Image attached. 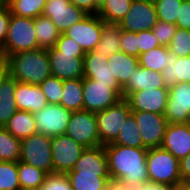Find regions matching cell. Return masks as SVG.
Masks as SVG:
<instances>
[{
	"mask_svg": "<svg viewBox=\"0 0 190 190\" xmlns=\"http://www.w3.org/2000/svg\"><path fill=\"white\" fill-rule=\"evenodd\" d=\"M21 140L0 127V161H20Z\"/></svg>",
	"mask_w": 190,
	"mask_h": 190,
	"instance_id": "cell-34",
	"label": "cell"
},
{
	"mask_svg": "<svg viewBox=\"0 0 190 190\" xmlns=\"http://www.w3.org/2000/svg\"><path fill=\"white\" fill-rule=\"evenodd\" d=\"M4 64L8 73L19 82L40 85L51 76L46 49L37 48L11 54L4 60Z\"/></svg>",
	"mask_w": 190,
	"mask_h": 190,
	"instance_id": "cell-3",
	"label": "cell"
},
{
	"mask_svg": "<svg viewBox=\"0 0 190 190\" xmlns=\"http://www.w3.org/2000/svg\"><path fill=\"white\" fill-rule=\"evenodd\" d=\"M160 147L178 160L187 156L190 153V123H168Z\"/></svg>",
	"mask_w": 190,
	"mask_h": 190,
	"instance_id": "cell-19",
	"label": "cell"
},
{
	"mask_svg": "<svg viewBox=\"0 0 190 190\" xmlns=\"http://www.w3.org/2000/svg\"><path fill=\"white\" fill-rule=\"evenodd\" d=\"M4 6H6L5 3H4V1H3V0H0V9H1L2 7H4Z\"/></svg>",
	"mask_w": 190,
	"mask_h": 190,
	"instance_id": "cell-56",
	"label": "cell"
},
{
	"mask_svg": "<svg viewBox=\"0 0 190 190\" xmlns=\"http://www.w3.org/2000/svg\"><path fill=\"white\" fill-rule=\"evenodd\" d=\"M131 112L127 101L122 98L115 105L95 113L100 145L105 146L116 140L120 127Z\"/></svg>",
	"mask_w": 190,
	"mask_h": 190,
	"instance_id": "cell-7",
	"label": "cell"
},
{
	"mask_svg": "<svg viewBox=\"0 0 190 190\" xmlns=\"http://www.w3.org/2000/svg\"><path fill=\"white\" fill-rule=\"evenodd\" d=\"M169 49L166 46H159L138 56L139 66L149 69L150 71L162 72L164 67L169 63Z\"/></svg>",
	"mask_w": 190,
	"mask_h": 190,
	"instance_id": "cell-33",
	"label": "cell"
},
{
	"mask_svg": "<svg viewBox=\"0 0 190 190\" xmlns=\"http://www.w3.org/2000/svg\"><path fill=\"white\" fill-rule=\"evenodd\" d=\"M110 178L125 183L149 182L146 166L148 148L107 144L104 146Z\"/></svg>",
	"mask_w": 190,
	"mask_h": 190,
	"instance_id": "cell-2",
	"label": "cell"
},
{
	"mask_svg": "<svg viewBox=\"0 0 190 190\" xmlns=\"http://www.w3.org/2000/svg\"><path fill=\"white\" fill-rule=\"evenodd\" d=\"M18 179L21 189L39 190L47 173L22 161L17 162Z\"/></svg>",
	"mask_w": 190,
	"mask_h": 190,
	"instance_id": "cell-30",
	"label": "cell"
},
{
	"mask_svg": "<svg viewBox=\"0 0 190 190\" xmlns=\"http://www.w3.org/2000/svg\"><path fill=\"white\" fill-rule=\"evenodd\" d=\"M75 6L83 9L87 14H93V0H69Z\"/></svg>",
	"mask_w": 190,
	"mask_h": 190,
	"instance_id": "cell-50",
	"label": "cell"
},
{
	"mask_svg": "<svg viewBox=\"0 0 190 190\" xmlns=\"http://www.w3.org/2000/svg\"><path fill=\"white\" fill-rule=\"evenodd\" d=\"M20 161L53 173L51 137L35 133L21 140Z\"/></svg>",
	"mask_w": 190,
	"mask_h": 190,
	"instance_id": "cell-6",
	"label": "cell"
},
{
	"mask_svg": "<svg viewBox=\"0 0 190 190\" xmlns=\"http://www.w3.org/2000/svg\"><path fill=\"white\" fill-rule=\"evenodd\" d=\"M120 48L122 52L138 58L139 48L137 33L121 30Z\"/></svg>",
	"mask_w": 190,
	"mask_h": 190,
	"instance_id": "cell-42",
	"label": "cell"
},
{
	"mask_svg": "<svg viewBox=\"0 0 190 190\" xmlns=\"http://www.w3.org/2000/svg\"><path fill=\"white\" fill-rule=\"evenodd\" d=\"M179 167L182 181L188 180L190 178V153L179 160Z\"/></svg>",
	"mask_w": 190,
	"mask_h": 190,
	"instance_id": "cell-48",
	"label": "cell"
},
{
	"mask_svg": "<svg viewBox=\"0 0 190 190\" xmlns=\"http://www.w3.org/2000/svg\"><path fill=\"white\" fill-rule=\"evenodd\" d=\"M34 26L39 48L46 50L53 48L61 34L53 22L48 17L40 15L35 18Z\"/></svg>",
	"mask_w": 190,
	"mask_h": 190,
	"instance_id": "cell-28",
	"label": "cell"
},
{
	"mask_svg": "<svg viewBox=\"0 0 190 190\" xmlns=\"http://www.w3.org/2000/svg\"><path fill=\"white\" fill-rule=\"evenodd\" d=\"M15 102L18 110L32 114L40 111L48 102L39 85L19 82L15 91Z\"/></svg>",
	"mask_w": 190,
	"mask_h": 190,
	"instance_id": "cell-21",
	"label": "cell"
},
{
	"mask_svg": "<svg viewBox=\"0 0 190 190\" xmlns=\"http://www.w3.org/2000/svg\"><path fill=\"white\" fill-rule=\"evenodd\" d=\"M157 13L154 4L145 0H133L130 10L118 24L121 30L141 32L152 30L157 24Z\"/></svg>",
	"mask_w": 190,
	"mask_h": 190,
	"instance_id": "cell-15",
	"label": "cell"
},
{
	"mask_svg": "<svg viewBox=\"0 0 190 190\" xmlns=\"http://www.w3.org/2000/svg\"><path fill=\"white\" fill-rule=\"evenodd\" d=\"M84 60V77L98 81L102 84H110L122 97V88L114 78L107 57H102L97 51L86 52Z\"/></svg>",
	"mask_w": 190,
	"mask_h": 190,
	"instance_id": "cell-20",
	"label": "cell"
},
{
	"mask_svg": "<svg viewBox=\"0 0 190 190\" xmlns=\"http://www.w3.org/2000/svg\"><path fill=\"white\" fill-rule=\"evenodd\" d=\"M46 1L47 0H13L7 6L13 15L35 19L42 15Z\"/></svg>",
	"mask_w": 190,
	"mask_h": 190,
	"instance_id": "cell-35",
	"label": "cell"
},
{
	"mask_svg": "<svg viewBox=\"0 0 190 190\" xmlns=\"http://www.w3.org/2000/svg\"><path fill=\"white\" fill-rule=\"evenodd\" d=\"M177 26L161 20L152 28L154 36L157 38L160 46L168 47L172 37L175 35Z\"/></svg>",
	"mask_w": 190,
	"mask_h": 190,
	"instance_id": "cell-40",
	"label": "cell"
},
{
	"mask_svg": "<svg viewBox=\"0 0 190 190\" xmlns=\"http://www.w3.org/2000/svg\"><path fill=\"white\" fill-rule=\"evenodd\" d=\"M48 104H60L62 99L63 80L55 77H47L40 85Z\"/></svg>",
	"mask_w": 190,
	"mask_h": 190,
	"instance_id": "cell-39",
	"label": "cell"
},
{
	"mask_svg": "<svg viewBox=\"0 0 190 190\" xmlns=\"http://www.w3.org/2000/svg\"><path fill=\"white\" fill-rule=\"evenodd\" d=\"M11 12L8 6L0 9V47L4 44L7 37Z\"/></svg>",
	"mask_w": 190,
	"mask_h": 190,
	"instance_id": "cell-46",
	"label": "cell"
},
{
	"mask_svg": "<svg viewBox=\"0 0 190 190\" xmlns=\"http://www.w3.org/2000/svg\"><path fill=\"white\" fill-rule=\"evenodd\" d=\"M59 105L72 112L83 110V78L63 80Z\"/></svg>",
	"mask_w": 190,
	"mask_h": 190,
	"instance_id": "cell-27",
	"label": "cell"
},
{
	"mask_svg": "<svg viewBox=\"0 0 190 190\" xmlns=\"http://www.w3.org/2000/svg\"><path fill=\"white\" fill-rule=\"evenodd\" d=\"M66 176L73 190H106L110 176L104 146L85 148Z\"/></svg>",
	"mask_w": 190,
	"mask_h": 190,
	"instance_id": "cell-1",
	"label": "cell"
},
{
	"mask_svg": "<svg viewBox=\"0 0 190 190\" xmlns=\"http://www.w3.org/2000/svg\"><path fill=\"white\" fill-rule=\"evenodd\" d=\"M36 122L34 115L28 111L17 110L8 120L4 128L14 137L22 140L36 132Z\"/></svg>",
	"mask_w": 190,
	"mask_h": 190,
	"instance_id": "cell-26",
	"label": "cell"
},
{
	"mask_svg": "<svg viewBox=\"0 0 190 190\" xmlns=\"http://www.w3.org/2000/svg\"><path fill=\"white\" fill-rule=\"evenodd\" d=\"M146 182L136 181L134 183H125L118 179L110 178L108 188L110 190H141Z\"/></svg>",
	"mask_w": 190,
	"mask_h": 190,
	"instance_id": "cell-47",
	"label": "cell"
},
{
	"mask_svg": "<svg viewBox=\"0 0 190 190\" xmlns=\"http://www.w3.org/2000/svg\"><path fill=\"white\" fill-rule=\"evenodd\" d=\"M133 0H106L97 15L109 24H119L130 10Z\"/></svg>",
	"mask_w": 190,
	"mask_h": 190,
	"instance_id": "cell-32",
	"label": "cell"
},
{
	"mask_svg": "<svg viewBox=\"0 0 190 190\" xmlns=\"http://www.w3.org/2000/svg\"><path fill=\"white\" fill-rule=\"evenodd\" d=\"M54 48L60 53H75V57H84L85 52L80 45L72 38L60 34Z\"/></svg>",
	"mask_w": 190,
	"mask_h": 190,
	"instance_id": "cell-43",
	"label": "cell"
},
{
	"mask_svg": "<svg viewBox=\"0 0 190 190\" xmlns=\"http://www.w3.org/2000/svg\"><path fill=\"white\" fill-rule=\"evenodd\" d=\"M121 28L118 24L105 23L101 40L97 45V51L102 57H109L121 51L120 48Z\"/></svg>",
	"mask_w": 190,
	"mask_h": 190,
	"instance_id": "cell-29",
	"label": "cell"
},
{
	"mask_svg": "<svg viewBox=\"0 0 190 190\" xmlns=\"http://www.w3.org/2000/svg\"><path fill=\"white\" fill-rule=\"evenodd\" d=\"M145 1L155 5L159 0H145Z\"/></svg>",
	"mask_w": 190,
	"mask_h": 190,
	"instance_id": "cell-54",
	"label": "cell"
},
{
	"mask_svg": "<svg viewBox=\"0 0 190 190\" xmlns=\"http://www.w3.org/2000/svg\"><path fill=\"white\" fill-rule=\"evenodd\" d=\"M131 113L138 125L143 148L160 147L168 124L164 114L144 111H132Z\"/></svg>",
	"mask_w": 190,
	"mask_h": 190,
	"instance_id": "cell-14",
	"label": "cell"
},
{
	"mask_svg": "<svg viewBox=\"0 0 190 190\" xmlns=\"http://www.w3.org/2000/svg\"><path fill=\"white\" fill-rule=\"evenodd\" d=\"M177 186L146 182L141 190H176Z\"/></svg>",
	"mask_w": 190,
	"mask_h": 190,
	"instance_id": "cell-49",
	"label": "cell"
},
{
	"mask_svg": "<svg viewBox=\"0 0 190 190\" xmlns=\"http://www.w3.org/2000/svg\"><path fill=\"white\" fill-rule=\"evenodd\" d=\"M106 0H93V14H97Z\"/></svg>",
	"mask_w": 190,
	"mask_h": 190,
	"instance_id": "cell-51",
	"label": "cell"
},
{
	"mask_svg": "<svg viewBox=\"0 0 190 190\" xmlns=\"http://www.w3.org/2000/svg\"><path fill=\"white\" fill-rule=\"evenodd\" d=\"M183 0H159L155 4L158 20L176 24Z\"/></svg>",
	"mask_w": 190,
	"mask_h": 190,
	"instance_id": "cell-37",
	"label": "cell"
},
{
	"mask_svg": "<svg viewBox=\"0 0 190 190\" xmlns=\"http://www.w3.org/2000/svg\"><path fill=\"white\" fill-rule=\"evenodd\" d=\"M146 166L149 182L180 186L179 160L161 147L148 148Z\"/></svg>",
	"mask_w": 190,
	"mask_h": 190,
	"instance_id": "cell-4",
	"label": "cell"
},
{
	"mask_svg": "<svg viewBox=\"0 0 190 190\" xmlns=\"http://www.w3.org/2000/svg\"><path fill=\"white\" fill-rule=\"evenodd\" d=\"M176 190H186L182 185L177 186Z\"/></svg>",
	"mask_w": 190,
	"mask_h": 190,
	"instance_id": "cell-57",
	"label": "cell"
},
{
	"mask_svg": "<svg viewBox=\"0 0 190 190\" xmlns=\"http://www.w3.org/2000/svg\"><path fill=\"white\" fill-rule=\"evenodd\" d=\"M168 60L169 63L161 72L166 88L176 83L190 82V56L177 57L169 51Z\"/></svg>",
	"mask_w": 190,
	"mask_h": 190,
	"instance_id": "cell-23",
	"label": "cell"
},
{
	"mask_svg": "<svg viewBox=\"0 0 190 190\" xmlns=\"http://www.w3.org/2000/svg\"><path fill=\"white\" fill-rule=\"evenodd\" d=\"M5 5L7 6L10 2H12L13 0H3Z\"/></svg>",
	"mask_w": 190,
	"mask_h": 190,
	"instance_id": "cell-58",
	"label": "cell"
},
{
	"mask_svg": "<svg viewBox=\"0 0 190 190\" xmlns=\"http://www.w3.org/2000/svg\"><path fill=\"white\" fill-rule=\"evenodd\" d=\"M39 190H73L66 176L61 173H50L44 179Z\"/></svg>",
	"mask_w": 190,
	"mask_h": 190,
	"instance_id": "cell-41",
	"label": "cell"
},
{
	"mask_svg": "<svg viewBox=\"0 0 190 190\" xmlns=\"http://www.w3.org/2000/svg\"><path fill=\"white\" fill-rule=\"evenodd\" d=\"M42 15L48 17L62 34L88 14L69 0H47Z\"/></svg>",
	"mask_w": 190,
	"mask_h": 190,
	"instance_id": "cell-13",
	"label": "cell"
},
{
	"mask_svg": "<svg viewBox=\"0 0 190 190\" xmlns=\"http://www.w3.org/2000/svg\"><path fill=\"white\" fill-rule=\"evenodd\" d=\"M105 22L97 14H88L62 34L74 39L83 51H94L101 40Z\"/></svg>",
	"mask_w": 190,
	"mask_h": 190,
	"instance_id": "cell-11",
	"label": "cell"
},
{
	"mask_svg": "<svg viewBox=\"0 0 190 190\" xmlns=\"http://www.w3.org/2000/svg\"><path fill=\"white\" fill-rule=\"evenodd\" d=\"M154 88H166L162 74L138 66L122 87V98L130 92Z\"/></svg>",
	"mask_w": 190,
	"mask_h": 190,
	"instance_id": "cell-22",
	"label": "cell"
},
{
	"mask_svg": "<svg viewBox=\"0 0 190 190\" xmlns=\"http://www.w3.org/2000/svg\"><path fill=\"white\" fill-rule=\"evenodd\" d=\"M137 39L139 55L160 46L152 30L137 32Z\"/></svg>",
	"mask_w": 190,
	"mask_h": 190,
	"instance_id": "cell-44",
	"label": "cell"
},
{
	"mask_svg": "<svg viewBox=\"0 0 190 190\" xmlns=\"http://www.w3.org/2000/svg\"><path fill=\"white\" fill-rule=\"evenodd\" d=\"M168 49L177 57L190 56V30L177 28Z\"/></svg>",
	"mask_w": 190,
	"mask_h": 190,
	"instance_id": "cell-38",
	"label": "cell"
},
{
	"mask_svg": "<svg viewBox=\"0 0 190 190\" xmlns=\"http://www.w3.org/2000/svg\"><path fill=\"white\" fill-rule=\"evenodd\" d=\"M122 97L110 84L83 77V110L97 113L115 105Z\"/></svg>",
	"mask_w": 190,
	"mask_h": 190,
	"instance_id": "cell-12",
	"label": "cell"
},
{
	"mask_svg": "<svg viewBox=\"0 0 190 190\" xmlns=\"http://www.w3.org/2000/svg\"><path fill=\"white\" fill-rule=\"evenodd\" d=\"M72 111L59 104H47L34 113L36 132L49 136H59L66 133Z\"/></svg>",
	"mask_w": 190,
	"mask_h": 190,
	"instance_id": "cell-10",
	"label": "cell"
},
{
	"mask_svg": "<svg viewBox=\"0 0 190 190\" xmlns=\"http://www.w3.org/2000/svg\"><path fill=\"white\" fill-rule=\"evenodd\" d=\"M4 65V58L0 57V68Z\"/></svg>",
	"mask_w": 190,
	"mask_h": 190,
	"instance_id": "cell-55",
	"label": "cell"
},
{
	"mask_svg": "<svg viewBox=\"0 0 190 190\" xmlns=\"http://www.w3.org/2000/svg\"><path fill=\"white\" fill-rule=\"evenodd\" d=\"M0 190H21L17 162L0 161Z\"/></svg>",
	"mask_w": 190,
	"mask_h": 190,
	"instance_id": "cell-36",
	"label": "cell"
},
{
	"mask_svg": "<svg viewBox=\"0 0 190 190\" xmlns=\"http://www.w3.org/2000/svg\"><path fill=\"white\" fill-rule=\"evenodd\" d=\"M8 74V69L6 67V65L4 64L1 68H0V85H1V81L2 79Z\"/></svg>",
	"mask_w": 190,
	"mask_h": 190,
	"instance_id": "cell-52",
	"label": "cell"
},
{
	"mask_svg": "<svg viewBox=\"0 0 190 190\" xmlns=\"http://www.w3.org/2000/svg\"><path fill=\"white\" fill-rule=\"evenodd\" d=\"M34 23V18L11 14L7 37L0 47L4 60L11 54L39 48Z\"/></svg>",
	"mask_w": 190,
	"mask_h": 190,
	"instance_id": "cell-5",
	"label": "cell"
},
{
	"mask_svg": "<svg viewBox=\"0 0 190 190\" xmlns=\"http://www.w3.org/2000/svg\"><path fill=\"white\" fill-rule=\"evenodd\" d=\"M65 134L85 148L100 145L96 115L87 110L72 112Z\"/></svg>",
	"mask_w": 190,
	"mask_h": 190,
	"instance_id": "cell-8",
	"label": "cell"
},
{
	"mask_svg": "<svg viewBox=\"0 0 190 190\" xmlns=\"http://www.w3.org/2000/svg\"><path fill=\"white\" fill-rule=\"evenodd\" d=\"M18 81L9 73L2 79L0 85V127H4L8 120L17 112L15 91Z\"/></svg>",
	"mask_w": 190,
	"mask_h": 190,
	"instance_id": "cell-24",
	"label": "cell"
},
{
	"mask_svg": "<svg viewBox=\"0 0 190 190\" xmlns=\"http://www.w3.org/2000/svg\"><path fill=\"white\" fill-rule=\"evenodd\" d=\"M164 116L168 123H190V82L176 83L169 88Z\"/></svg>",
	"mask_w": 190,
	"mask_h": 190,
	"instance_id": "cell-17",
	"label": "cell"
},
{
	"mask_svg": "<svg viewBox=\"0 0 190 190\" xmlns=\"http://www.w3.org/2000/svg\"><path fill=\"white\" fill-rule=\"evenodd\" d=\"M168 95V88H154L130 92L124 99L127 101L131 111L165 114Z\"/></svg>",
	"mask_w": 190,
	"mask_h": 190,
	"instance_id": "cell-16",
	"label": "cell"
},
{
	"mask_svg": "<svg viewBox=\"0 0 190 190\" xmlns=\"http://www.w3.org/2000/svg\"><path fill=\"white\" fill-rule=\"evenodd\" d=\"M112 144L129 146L132 148H143V140L132 113H130L123 122L119 134Z\"/></svg>",
	"mask_w": 190,
	"mask_h": 190,
	"instance_id": "cell-31",
	"label": "cell"
},
{
	"mask_svg": "<svg viewBox=\"0 0 190 190\" xmlns=\"http://www.w3.org/2000/svg\"><path fill=\"white\" fill-rule=\"evenodd\" d=\"M186 190H190V178L188 180H185L181 184Z\"/></svg>",
	"mask_w": 190,
	"mask_h": 190,
	"instance_id": "cell-53",
	"label": "cell"
},
{
	"mask_svg": "<svg viewBox=\"0 0 190 190\" xmlns=\"http://www.w3.org/2000/svg\"><path fill=\"white\" fill-rule=\"evenodd\" d=\"M109 67L122 88L128 81L130 75L139 66L138 58L128 55L122 51L108 57Z\"/></svg>",
	"mask_w": 190,
	"mask_h": 190,
	"instance_id": "cell-25",
	"label": "cell"
},
{
	"mask_svg": "<svg viewBox=\"0 0 190 190\" xmlns=\"http://www.w3.org/2000/svg\"><path fill=\"white\" fill-rule=\"evenodd\" d=\"M53 173L66 174L72 171L85 149L67 134L51 137Z\"/></svg>",
	"mask_w": 190,
	"mask_h": 190,
	"instance_id": "cell-9",
	"label": "cell"
},
{
	"mask_svg": "<svg viewBox=\"0 0 190 190\" xmlns=\"http://www.w3.org/2000/svg\"><path fill=\"white\" fill-rule=\"evenodd\" d=\"M175 25L177 28L190 30V0H183Z\"/></svg>",
	"mask_w": 190,
	"mask_h": 190,
	"instance_id": "cell-45",
	"label": "cell"
},
{
	"mask_svg": "<svg viewBox=\"0 0 190 190\" xmlns=\"http://www.w3.org/2000/svg\"><path fill=\"white\" fill-rule=\"evenodd\" d=\"M51 75L61 80L84 77V57H75V53H60L54 47L47 49Z\"/></svg>",
	"mask_w": 190,
	"mask_h": 190,
	"instance_id": "cell-18",
	"label": "cell"
}]
</instances>
